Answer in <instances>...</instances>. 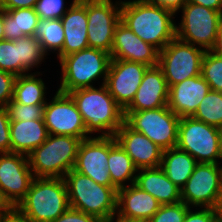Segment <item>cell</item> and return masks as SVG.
<instances>
[{"label": "cell", "instance_id": "obj_1", "mask_svg": "<svg viewBox=\"0 0 222 222\" xmlns=\"http://www.w3.org/2000/svg\"><path fill=\"white\" fill-rule=\"evenodd\" d=\"M175 17L172 11L146 0L121 3V22L158 51L176 37Z\"/></svg>", "mask_w": 222, "mask_h": 222}, {"label": "cell", "instance_id": "obj_2", "mask_svg": "<svg viewBox=\"0 0 222 222\" xmlns=\"http://www.w3.org/2000/svg\"><path fill=\"white\" fill-rule=\"evenodd\" d=\"M90 136H114L124 123V110L117 104L105 84L68 93Z\"/></svg>", "mask_w": 222, "mask_h": 222}, {"label": "cell", "instance_id": "obj_3", "mask_svg": "<svg viewBox=\"0 0 222 222\" xmlns=\"http://www.w3.org/2000/svg\"><path fill=\"white\" fill-rule=\"evenodd\" d=\"M110 62L109 53L91 47L63 56L57 62L60 68H56L55 72L60 76L56 82L57 87H54L60 92L69 93L105 84Z\"/></svg>", "mask_w": 222, "mask_h": 222}, {"label": "cell", "instance_id": "obj_4", "mask_svg": "<svg viewBox=\"0 0 222 222\" xmlns=\"http://www.w3.org/2000/svg\"><path fill=\"white\" fill-rule=\"evenodd\" d=\"M69 207L64 178L35 177L15 209L32 222H52Z\"/></svg>", "mask_w": 222, "mask_h": 222}, {"label": "cell", "instance_id": "obj_5", "mask_svg": "<svg viewBox=\"0 0 222 222\" xmlns=\"http://www.w3.org/2000/svg\"><path fill=\"white\" fill-rule=\"evenodd\" d=\"M64 180L71 208L93 215L103 222H109L116 216V187L100 185L73 169L64 176Z\"/></svg>", "mask_w": 222, "mask_h": 222}, {"label": "cell", "instance_id": "obj_6", "mask_svg": "<svg viewBox=\"0 0 222 222\" xmlns=\"http://www.w3.org/2000/svg\"><path fill=\"white\" fill-rule=\"evenodd\" d=\"M80 138L69 135H51L29 155L34 177L64 178L75 165Z\"/></svg>", "mask_w": 222, "mask_h": 222}, {"label": "cell", "instance_id": "obj_7", "mask_svg": "<svg viewBox=\"0 0 222 222\" xmlns=\"http://www.w3.org/2000/svg\"><path fill=\"white\" fill-rule=\"evenodd\" d=\"M175 16L176 38L205 51L212 49L219 30L221 12L187 2Z\"/></svg>", "mask_w": 222, "mask_h": 222}, {"label": "cell", "instance_id": "obj_8", "mask_svg": "<svg viewBox=\"0 0 222 222\" xmlns=\"http://www.w3.org/2000/svg\"><path fill=\"white\" fill-rule=\"evenodd\" d=\"M178 149L189 153L197 163H222L218 127L193 117H181Z\"/></svg>", "mask_w": 222, "mask_h": 222}, {"label": "cell", "instance_id": "obj_9", "mask_svg": "<svg viewBox=\"0 0 222 222\" xmlns=\"http://www.w3.org/2000/svg\"><path fill=\"white\" fill-rule=\"evenodd\" d=\"M124 116V122L130 128L144 134L163 151L177 146L180 117L168 106L124 112Z\"/></svg>", "mask_w": 222, "mask_h": 222}, {"label": "cell", "instance_id": "obj_10", "mask_svg": "<svg viewBox=\"0 0 222 222\" xmlns=\"http://www.w3.org/2000/svg\"><path fill=\"white\" fill-rule=\"evenodd\" d=\"M205 52L202 48L176 37L160 50L158 66L163 71L168 87L187 78L201 75Z\"/></svg>", "mask_w": 222, "mask_h": 222}, {"label": "cell", "instance_id": "obj_11", "mask_svg": "<svg viewBox=\"0 0 222 222\" xmlns=\"http://www.w3.org/2000/svg\"><path fill=\"white\" fill-rule=\"evenodd\" d=\"M222 195V164L197 163L181 188V200L189 207L217 209Z\"/></svg>", "mask_w": 222, "mask_h": 222}, {"label": "cell", "instance_id": "obj_12", "mask_svg": "<svg viewBox=\"0 0 222 222\" xmlns=\"http://www.w3.org/2000/svg\"><path fill=\"white\" fill-rule=\"evenodd\" d=\"M122 0H86L89 47L111 54L114 30L121 21Z\"/></svg>", "mask_w": 222, "mask_h": 222}, {"label": "cell", "instance_id": "obj_13", "mask_svg": "<svg viewBox=\"0 0 222 222\" xmlns=\"http://www.w3.org/2000/svg\"><path fill=\"white\" fill-rule=\"evenodd\" d=\"M44 106V122L51 135H69L81 140L91 137L76 104L68 93L56 89ZM53 96V97H52Z\"/></svg>", "mask_w": 222, "mask_h": 222}, {"label": "cell", "instance_id": "obj_14", "mask_svg": "<svg viewBox=\"0 0 222 222\" xmlns=\"http://www.w3.org/2000/svg\"><path fill=\"white\" fill-rule=\"evenodd\" d=\"M34 178L28 156L0 153V189L14 208L25 198Z\"/></svg>", "mask_w": 222, "mask_h": 222}, {"label": "cell", "instance_id": "obj_15", "mask_svg": "<svg viewBox=\"0 0 222 222\" xmlns=\"http://www.w3.org/2000/svg\"><path fill=\"white\" fill-rule=\"evenodd\" d=\"M149 66L122 59H111L105 85L117 104L125 110L135 97Z\"/></svg>", "mask_w": 222, "mask_h": 222}, {"label": "cell", "instance_id": "obj_16", "mask_svg": "<svg viewBox=\"0 0 222 222\" xmlns=\"http://www.w3.org/2000/svg\"><path fill=\"white\" fill-rule=\"evenodd\" d=\"M107 163L108 136H91L80 142L73 170L90 177L100 185L115 187Z\"/></svg>", "mask_w": 222, "mask_h": 222}, {"label": "cell", "instance_id": "obj_17", "mask_svg": "<svg viewBox=\"0 0 222 222\" xmlns=\"http://www.w3.org/2000/svg\"><path fill=\"white\" fill-rule=\"evenodd\" d=\"M111 59L137 62L149 67L158 65L159 51L140 37L121 21L114 30Z\"/></svg>", "mask_w": 222, "mask_h": 222}, {"label": "cell", "instance_id": "obj_18", "mask_svg": "<svg viewBox=\"0 0 222 222\" xmlns=\"http://www.w3.org/2000/svg\"><path fill=\"white\" fill-rule=\"evenodd\" d=\"M114 137L138 170L161 165L163 150L144 134L134 131L125 122Z\"/></svg>", "mask_w": 222, "mask_h": 222}, {"label": "cell", "instance_id": "obj_19", "mask_svg": "<svg viewBox=\"0 0 222 222\" xmlns=\"http://www.w3.org/2000/svg\"><path fill=\"white\" fill-rule=\"evenodd\" d=\"M169 87L162 69L157 65L149 67L141 81L134 99L124 112L153 110L168 103Z\"/></svg>", "mask_w": 222, "mask_h": 222}, {"label": "cell", "instance_id": "obj_20", "mask_svg": "<svg viewBox=\"0 0 222 222\" xmlns=\"http://www.w3.org/2000/svg\"><path fill=\"white\" fill-rule=\"evenodd\" d=\"M210 90L202 75L187 78L169 87L167 106L180 118L191 117Z\"/></svg>", "mask_w": 222, "mask_h": 222}, {"label": "cell", "instance_id": "obj_21", "mask_svg": "<svg viewBox=\"0 0 222 222\" xmlns=\"http://www.w3.org/2000/svg\"><path fill=\"white\" fill-rule=\"evenodd\" d=\"M160 206L156 198L135 184L117 191L116 217L150 220Z\"/></svg>", "mask_w": 222, "mask_h": 222}, {"label": "cell", "instance_id": "obj_22", "mask_svg": "<svg viewBox=\"0 0 222 222\" xmlns=\"http://www.w3.org/2000/svg\"><path fill=\"white\" fill-rule=\"evenodd\" d=\"M61 23L65 36L62 57L89 47L86 0H77L62 16Z\"/></svg>", "mask_w": 222, "mask_h": 222}, {"label": "cell", "instance_id": "obj_23", "mask_svg": "<svg viewBox=\"0 0 222 222\" xmlns=\"http://www.w3.org/2000/svg\"><path fill=\"white\" fill-rule=\"evenodd\" d=\"M134 184L151 194L161 205L182 201L181 189L167 177L160 166L139 169Z\"/></svg>", "mask_w": 222, "mask_h": 222}, {"label": "cell", "instance_id": "obj_24", "mask_svg": "<svg viewBox=\"0 0 222 222\" xmlns=\"http://www.w3.org/2000/svg\"><path fill=\"white\" fill-rule=\"evenodd\" d=\"M49 133L44 119L10 121L11 152L28 156L43 144Z\"/></svg>", "mask_w": 222, "mask_h": 222}, {"label": "cell", "instance_id": "obj_25", "mask_svg": "<svg viewBox=\"0 0 222 222\" xmlns=\"http://www.w3.org/2000/svg\"><path fill=\"white\" fill-rule=\"evenodd\" d=\"M112 184L120 189L135 183L138 169L114 136H108V163Z\"/></svg>", "mask_w": 222, "mask_h": 222}, {"label": "cell", "instance_id": "obj_26", "mask_svg": "<svg viewBox=\"0 0 222 222\" xmlns=\"http://www.w3.org/2000/svg\"><path fill=\"white\" fill-rule=\"evenodd\" d=\"M47 70L16 76L12 100L24 105L46 104L51 93L49 83L42 76L47 77L44 74Z\"/></svg>", "mask_w": 222, "mask_h": 222}, {"label": "cell", "instance_id": "obj_27", "mask_svg": "<svg viewBox=\"0 0 222 222\" xmlns=\"http://www.w3.org/2000/svg\"><path fill=\"white\" fill-rule=\"evenodd\" d=\"M196 164V159L189 153L175 147L163 151L160 167L167 177L181 189L192 175Z\"/></svg>", "mask_w": 222, "mask_h": 222}, {"label": "cell", "instance_id": "obj_28", "mask_svg": "<svg viewBox=\"0 0 222 222\" xmlns=\"http://www.w3.org/2000/svg\"><path fill=\"white\" fill-rule=\"evenodd\" d=\"M39 16L35 8L13 10L3 9V30L5 40H17L24 36H34Z\"/></svg>", "mask_w": 222, "mask_h": 222}, {"label": "cell", "instance_id": "obj_29", "mask_svg": "<svg viewBox=\"0 0 222 222\" xmlns=\"http://www.w3.org/2000/svg\"><path fill=\"white\" fill-rule=\"evenodd\" d=\"M34 37L41 43L48 58L54 55L57 62L62 58L65 36L61 19H39Z\"/></svg>", "mask_w": 222, "mask_h": 222}, {"label": "cell", "instance_id": "obj_30", "mask_svg": "<svg viewBox=\"0 0 222 222\" xmlns=\"http://www.w3.org/2000/svg\"><path fill=\"white\" fill-rule=\"evenodd\" d=\"M18 53L20 60V75L42 72L40 68L46 66L47 55L41 43L34 36H24L18 39ZM43 64V65H41Z\"/></svg>", "mask_w": 222, "mask_h": 222}, {"label": "cell", "instance_id": "obj_31", "mask_svg": "<svg viewBox=\"0 0 222 222\" xmlns=\"http://www.w3.org/2000/svg\"><path fill=\"white\" fill-rule=\"evenodd\" d=\"M206 124L222 126V92L210 90L200 102L196 112L191 116Z\"/></svg>", "mask_w": 222, "mask_h": 222}, {"label": "cell", "instance_id": "obj_32", "mask_svg": "<svg viewBox=\"0 0 222 222\" xmlns=\"http://www.w3.org/2000/svg\"><path fill=\"white\" fill-rule=\"evenodd\" d=\"M201 75L212 91L222 92V56L206 51L202 59Z\"/></svg>", "mask_w": 222, "mask_h": 222}, {"label": "cell", "instance_id": "obj_33", "mask_svg": "<svg viewBox=\"0 0 222 222\" xmlns=\"http://www.w3.org/2000/svg\"><path fill=\"white\" fill-rule=\"evenodd\" d=\"M0 70L20 76L18 39L0 41Z\"/></svg>", "mask_w": 222, "mask_h": 222}, {"label": "cell", "instance_id": "obj_34", "mask_svg": "<svg viewBox=\"0 0 222 222\" xmlns=\"http://www.w3.org/2000/svg\"><path fill=\"white\" fill-rule=\"evenodd\" d=\"M38 0L35 11L39 19H61L77 0Z\"/></svg>", "mask_w": 222, "mask_h": 222}, {"label": "cell", "instance_id": "obj_35", "mask_svg": "<svg viewBox=\"0 0 222 222\" xmlns=\"http://www.w3.org/2000/svg\"><path fill=\"white\" fill-rule=\"evenodd\" d=\"M46 104L24 105L11 100L7 105L10 121H30L44 119Z\"/></svg>", "mask_w": 222, "mask_h": 222}, {"label": "cell", "instance_id": "obj_36", "mask_svg": "<svg viewBox=\"0 0 222 222\" xmlns=\"http://www.w3.org/2000/svg\"><path fill=\"white\" fill-rule=\"evenodd\" d=\"M190 207L183 201L175 204L161 205L149 220L150 222H183Z\"/></svg>", "mask_w": 222, "mask_h": 222}, {"label": "cell", "instance_id": "obj_37", "mask_svg": "<svg viewBox=\"0 0 222 222\" xmlns=\"http://www.w3.org/2000/svg\"><path fill=\"white\" fill-rule=\"evenodd\" d=\"M11 152L10 118L6 106H0V153Z\"/></svg>", "mask_w": 222, "mask_h": 222}, {"label": "cell", "instance_id": "obj_38", "mask_svg": "<svg viewBox=\"0 0 222 222\" xmlns=\"http://www.w3.org/2000/svg\"><path fill=\"white\" fill-rule=\"evenodd\" d=\"M218 217L217 209L190 207L183 222H214Z\"/></svg>", "mask_w": 222, "mask_h": 222}, {"label": "cell", "instance_id": "obj_39", "mask_svg": "<svg viewBox=\"0 0 222 222\" xmlns=\"http://www.w3.org/2000/svg\"><path fill=\"white\" fill-rule=\"evenodd\" d=\"M16 76L0 70V106H6L13 99Z\"/></svg>", "mask_w": 222, "mask_h": 222}, {"label": "cell", "instance_id": "obj_40", "mask_svg": "<svg viewBox=\"0 0 222 222\" xmlns=\"http://www.w3.org/2000/svg\"><path fill=\"white\" fill-rule=\"evenodd\" d=\"M52 222H103L99 218L69 207Z\"/></svg>", "mask_w": 222, "mask_h": 222}, {"label": "cell", "instance_id": "obj_41", "mask_svg": "<svg viewBox=\"0 0 222 222\" xmlns=\"http://www.w3.org/2000/svg\"><path fill=\"white\" fill-rule=\"evenodd\" d=\"M38 0H0V8L13 10L21 8H35Z\"/></svg>", "mask_w": 222, "mask_h": 222}, {"label": "cell", "instance_id": "obj_42", "mask_svg": "<svg viewBox=\"0 0 222 222\" xmlns=\"http://www.w3.org/2000/svg\"><path fill=\"white\" fill-rule=\"evenodd\" d=\"M146 1L151 4H155L165 9H168L172 11L174 14H176L184 6V4L187 3V0H146Z\"/></svg>", "mask_w": 222, "mask_h": 222}, {"label": "cell", "instance_id": "obj_43", "mask_svg": "<svg viewBox=\"0 0 222 222\" xmlns=\"http://www.w3.org/2000/svg\"><path fill=\"white\" fill-rule=\"evenodd\" d=\"M187 2L201 5L222 13V0H187Z\"/></svg>", "mask_w": 222, "mask_h": 222}, {"label": "cell", "instance_id": "obj_44", "mask_svg": "<svg viewBox=\"0 0 222 222\" xmlns=\"http://www.w3.org/2000/svg\"><path fill=\"white\" fill-rule=\"evenodd\" d=\"M14 209L15 208L6 199L2 190L0 189V219H2L7 214L11 213Z\"/></svg>", "mask_w": 222, "mask_h": 222}, {"label": "cell", "instance_id": "obj_45", "mask_svg": "<svg viewBox=\"0 0 222 222\" xmlns=\"http://www.w3.org/2000/svg\"><path fill=\"white\" fill-rule=\"evenodd\" d=\"M0 222H32L28 218L22 216L16 209L0 219Z\"/></svg>", "mask_w": 222, "mask_h": 222}, {"label": "cell", "instance_id": "obj_46", "mask_svg": "<svg viewBox=\"0 0 222 222\" xmlns=\"http://www.w3.org/2000/svg\"><path fill=\"white\" fill-rule=\"evenodd\" d=\"M216 55L222 56V17L219 24L218 34L216 36V41L212 49L210 50Z\"/></svg>", "mask_w": 222, "mask_h": 222}, {"label": "cell", "instance_id": "obj_47", "mask_svg": "<svg viewBox=\"0 0 222 222\" xmlns=\"http://www.w3.org/2000/svg\"><path fill=\"white\" fill-rule=\"evenodd\" d=\"M109 222H150L146 219H127L114 216Z\"/></svg>", "mask_w": 222, "mask_h": 222}, {"label": "cell", "instance_id": "obj_48", "mask_svg": "<svg viewBox=\"0 0 222 222\" xmlns=\"http://www.w3.org/2000/svg\"><path fill=\"white\" fill-rule=\"evenodd\" d=\"M5 40L3 30V9L0 8V41Z\"/></svg>", "mask_w": 222, "mask_h": 222}, {"label": "cell", "instance_id": "obj_49", "mask_svg": "<svg viewBox=\"0 0 222 222\" xmlns=\"http://www.w3.org/2000/svg\"><path fill=\"white\" fill-rule=\"evenodd\" d=\"M218 132H219L220 150L222 154V126L218 128Z\"/></svg>", "mask_w": 222, "mask_h": 222}, {"label": "cell", "instance_id": "obj_50", "mask_svg": "<svg viewBox=\"0 0 222 222\" xmlns=\"http://www.w3.org/2000/svg\"><path fill=\"white\" fill-rule=\"evenodd\" d=\"M217 210H218L219 217L222 218V195H221V200H220Z\"/></svg>", "mask_w": 222, "mask_h": 222}, {"label": "cell", "instance_id": "obj_51", "mask_svg": "<svg viewBox=\"0 0 222 222\" xmlns=\"http://www.w3.org/2000/svg\"><path fill=\"white\" fill-rule=\"evenodd\" d=\"M214 222H222V218L218 217Z\"/></svg>", "mask_w": 222, "mask_h": 222}]
</instances>
